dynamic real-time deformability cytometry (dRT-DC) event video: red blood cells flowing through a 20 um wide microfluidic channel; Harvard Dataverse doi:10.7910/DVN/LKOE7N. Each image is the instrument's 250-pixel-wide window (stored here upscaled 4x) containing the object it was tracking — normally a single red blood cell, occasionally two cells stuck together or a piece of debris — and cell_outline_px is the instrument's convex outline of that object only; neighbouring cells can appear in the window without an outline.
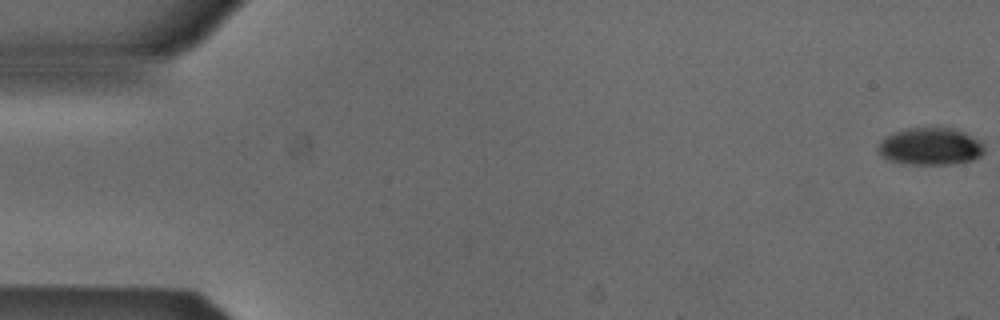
{"species": "Egyptian fruit bat (a non-hibernating species)", "species_latin": "Rousettus aegyptiacus", "temperature_condition": "cold", "stored_images_in_passage": 9, "camera_frame_rate_fps": 3000, "um_per_image_px": 0.085, "animal": {"sex": "male"}, "frame": {"image": 1, "passage_image": 1, "time_ms": 0.0, "image_size_px": [1000, 320], "cell_outline_px": [[984, 152], [980, 156], [972, 160], [948, 164], [904, 164], [888, 160], [880, 152], [880, 144], [888, 136], [896, 132], [908, 128], [952, 128], [964, 132], [980, 140], [984, 144]], "centroid_in_image_um": [79.15, 12.45], "position_along_channel_um": 5.9, "area_um2": 22.66}}